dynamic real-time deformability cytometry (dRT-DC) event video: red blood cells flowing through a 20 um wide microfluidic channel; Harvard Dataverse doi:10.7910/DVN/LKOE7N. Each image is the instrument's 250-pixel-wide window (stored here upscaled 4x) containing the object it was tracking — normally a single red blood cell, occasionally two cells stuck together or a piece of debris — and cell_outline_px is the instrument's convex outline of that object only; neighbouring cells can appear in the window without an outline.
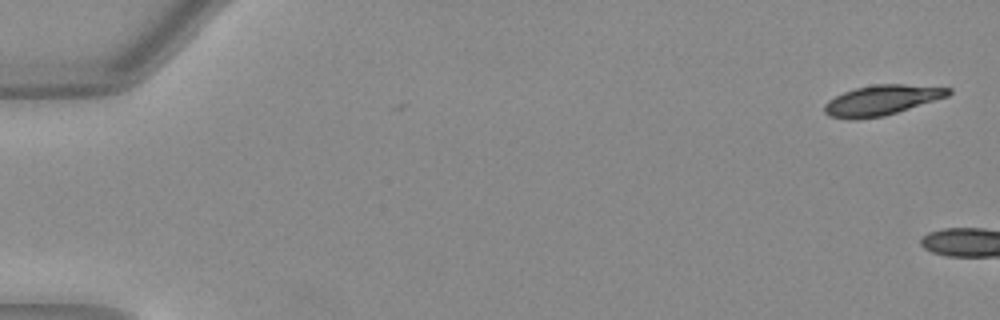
{"species": "Egyptian fruit bat (a non-hibernating species)", "species_latin": "Rousettus aegyptiacus", "temperature_condition": "warm", "stored_images_in_passage": 2, "camera_frame_rate_fps": 3000, "um_per_image_px": 0.085, "animal": {"sex": "female"}, "frame": {"image": 1, "passage_image": 2, "time_ms": 0.333, "image_size_px": [1000, 320], "cell_outline_px": [[952, 92], [948, 96], [884, 116], [856, 120], [848, 120], [828, 116], [824, 112], [824, 104], [828, 100], [844, 92], [856, 88], [876, 84], [904, 84], [952, 88]], "centroid_in_image_um": [74.91, 8.53], "position_along_channel_um": 10.1, "area_um2": 21.79}}